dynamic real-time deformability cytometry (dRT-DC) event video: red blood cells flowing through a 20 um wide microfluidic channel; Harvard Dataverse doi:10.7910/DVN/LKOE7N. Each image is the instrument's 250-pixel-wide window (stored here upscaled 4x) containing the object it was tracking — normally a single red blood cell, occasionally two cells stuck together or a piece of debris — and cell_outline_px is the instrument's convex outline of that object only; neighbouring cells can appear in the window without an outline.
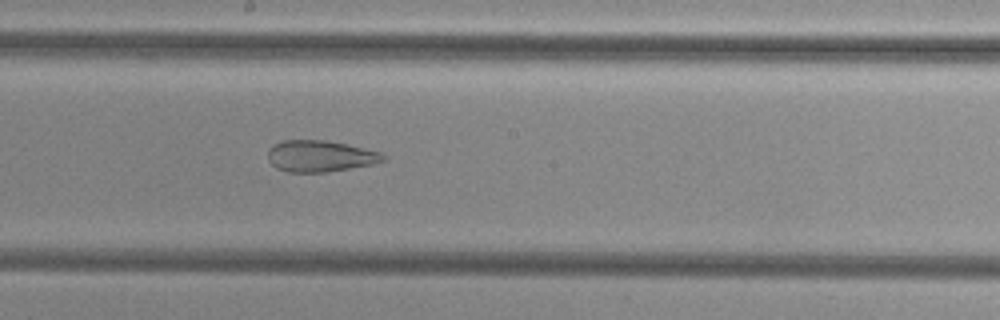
{"species": "common noctule bat (a hibernating species)", "species_latin": "Nyctalus noctula", "temperature_condition": "cold", "stored_images_in_passage": 53, "camera_frame_rate_fps": 3000, "um_per_image_px": 0.085, "animal": {"sex": "female", "body_mass_g": 29.2, "forearm_length_mm": 56.3}, "frame": {"image": 1, "passage_image": 29, "time_ms": 9.333, "image_size_px": [1000, 320], "cell_outline_px": [[388, 156], [384, 160], [372, 164], [328, 172], [288, 172], [276, 168], [268, 160], [268, 148], [284, 140], [328, 140], [380, 152]], "centroid_in_image_um": [27.2, 13.27], "position_along_channel_um": 221.0, "area_um2": 21.04}}
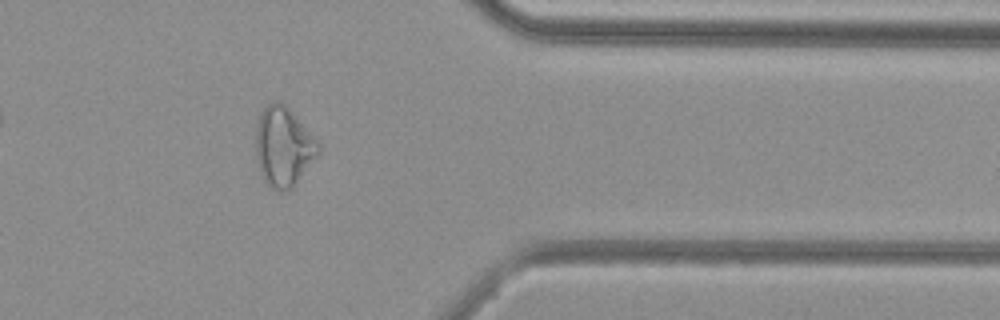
{"frame": {"image": 2, "passage_image": 43, "time_ms": 14.0, "image_size_px": [1000, 320], "cell_outline_px": [[320, 152], [292, 188], [284, 192], [280, 192], [272, 188], [264, 180], [260, 172], [256, 160], [256, 124], [260, 112], [272, 100], [280, 100], [292, 112], [320, 144]], "centroid_in_image_um": [24.07, 12.47], "position_along_channel_um": 387.3, "area_um2": 28.96}}
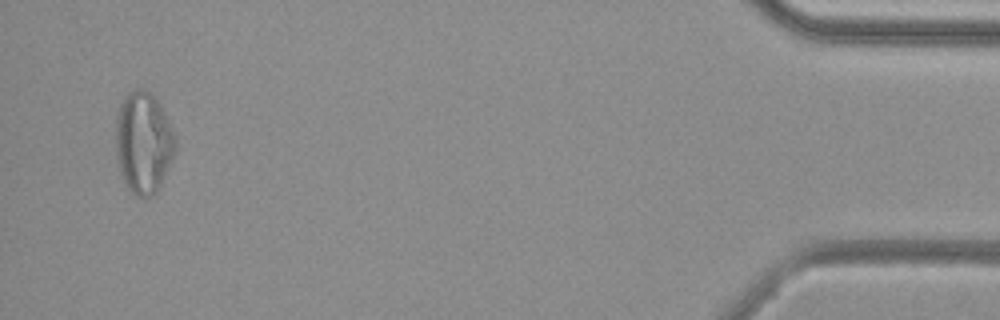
{"frame": {"image": 3, "passage_image": 51, "time_ms": 16.667, "image_size_px": [1000, 320], "cell_outline_px": [[176, 148], [164, 176], [156, 192], [152, 196], [136, 196], [128, 192], [120, 176], [116, 160], [116, 116], [120, 104], [128, 92], [136, 88], [144, 88], [160, 104], [176, 136]], "centroid_in_image_um": [12.16, 12.14], "position_along_channel_um": 423.0, "area_um2": 35.55}}